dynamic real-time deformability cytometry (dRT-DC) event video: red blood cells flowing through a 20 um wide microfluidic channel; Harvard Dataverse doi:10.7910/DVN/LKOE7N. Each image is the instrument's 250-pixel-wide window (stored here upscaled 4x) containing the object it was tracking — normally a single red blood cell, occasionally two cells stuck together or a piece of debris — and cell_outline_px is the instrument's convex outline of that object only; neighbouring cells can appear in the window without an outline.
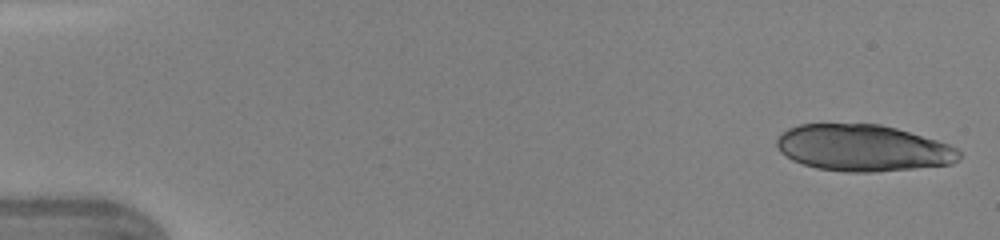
{"species": "human", "species_latin": "Homo sapiens", "temperature_condition": "warm", "stored_images_in_passage": 45, "camera_frame_rate_fps": 3000, "um_per_image_px": 0.085, "donor": {"sex": "female"}, "frame": {"image": 1, "passage_image": 1, "time_ms": 0.0, "image_size_px": [1000, 240], "cell_outline_px": [[960, 160], [952, 164], [876, 172], [844, 172], [816, 168], [792, 160], [780, 152], [776, 144], [776, 140], [788, 128], [800, 124], [880, 124], [896, 128], [936, 140], [948, 144], [956, 148], [960, 152]], "centroid_in_image_um": [73.35, 12.58], "position_along_channel_um": 11.7, "area_um2": 49.42}}
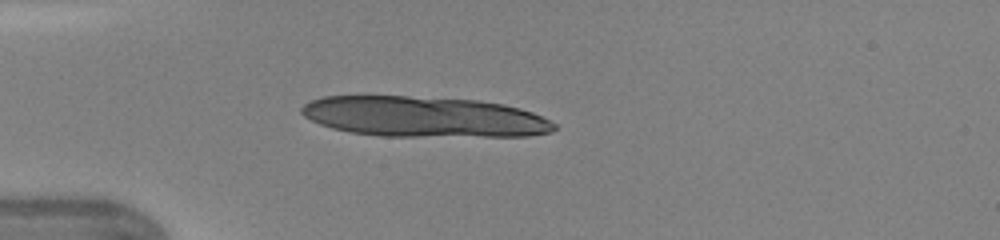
{"frame": {"image": 2, "passage_image": 12, "time_ms": 3.667, "image_size_px": [1000, 240], "cell_outline_px": [[556, 128], [552, 132], [528, 136], [380, 136], [352, 132], [332, 128], [320, 124], [304, 116], [300, 112], [300, 108], [304, 104], [312, 100], [324, 96], [408, 96], [480, 100], [504, 104], [520, 108], [532, 112], [556, 124]], "centroid_in_image_um": [36.04, 9.92], "position_along_channel_um": 49.0, "area_um2": 59.77}, "authors_computed_cell_mechanics": {"area_um2": 27.6284, "velocity_mm_per_s": 4.4023, "shape_relaxation_time_tau1_ms": 5.1511, "shape_relaxation_time_tau2_ms": 1.6902, "deformation_change_tau1": 0.2312, "deformation_change_tau2": 0.098}}